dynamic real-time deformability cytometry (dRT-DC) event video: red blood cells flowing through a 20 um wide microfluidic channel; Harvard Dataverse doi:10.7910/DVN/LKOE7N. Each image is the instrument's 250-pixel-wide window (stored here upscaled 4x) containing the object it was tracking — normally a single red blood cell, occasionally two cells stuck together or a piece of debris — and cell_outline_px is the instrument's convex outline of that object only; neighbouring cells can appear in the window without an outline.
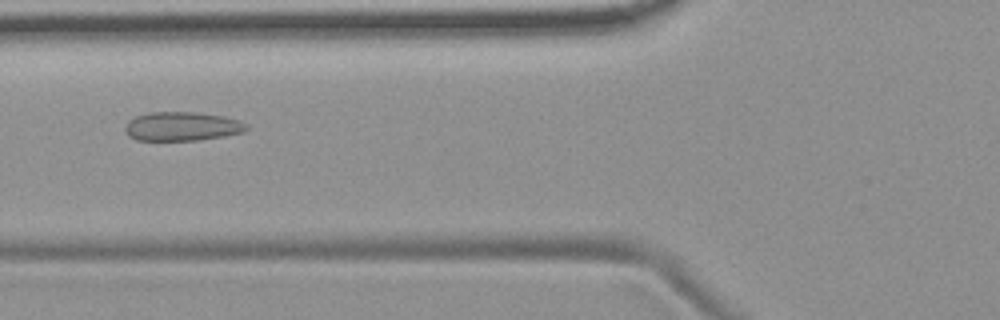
{"species": "common noctule bat (a hibernating species)", "species_latin": "Nyctalus noctula", "temperature_condition": "room temperature", "stored_images_in_passage": 9, "camera_frame_rate_fps": 3000, "um_per_image_px": 0.085, "animal": {"sex": "female", "body_mass_g": 19.9}, "frame": {"image": 1, "passage_image": 6, "time_ms": 6.0, "image_size_px": [1000, 320], "cell_outline_px": [[248, 128], [244, 132], [224, 136], [196, 140], [136, 140], [128, 136], [124, 132], [124, 128], [128, 120], [136, 116], [148, 112], [192, 112], [224, 116], [240, 120], [248, 124]], "centroid_in_image_um": [15.46, 10.74], "position_along_channel_um": 110.3, "area_um2": 20.63}}
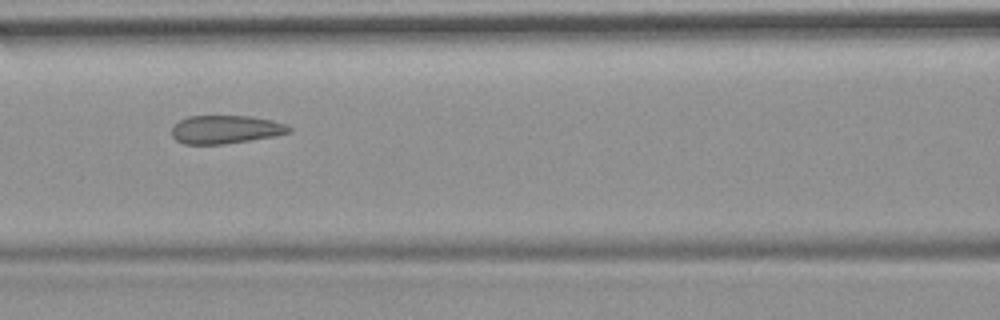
{"frame": {"image": 2, "passage_image": 7, "time_ms": 7.0, "image_size_px": [1000, 320], "cell_outline_px": [[292, 132], [276, 136], [224, 144], [184, 144], [176, 140], [172, 136], [172, 128], [180, 120], [188, 116], [252, 116], [272, 120], [284, 124], [292, 128]], "centroid_in_image_um": [19.2, 11.0], "position_along_channel_um": 147.4, "area_um2": 19.36}}
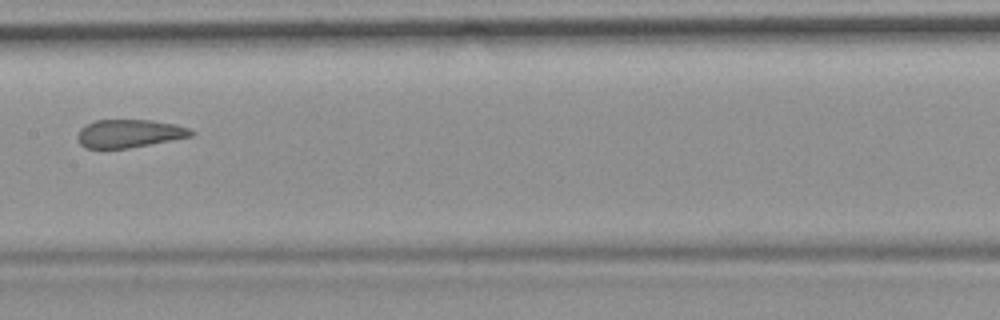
{"frame": {"image": 3, "passage_image": 8, "time_ms": 8.333, "image_size_px": [1000, 320], "cell_outline_px": [[196, 132], [192, 136], [172, 140], [128, 148], [88, 148], [80, 144], [76, 136], [80, 128], [96, 120], [152, 120], [176, 124], [188, 128]], "centroid_in_image_um": [11.0, 11.34], "position_along_channel_um": 196.4, "area_um2": 18.55}}